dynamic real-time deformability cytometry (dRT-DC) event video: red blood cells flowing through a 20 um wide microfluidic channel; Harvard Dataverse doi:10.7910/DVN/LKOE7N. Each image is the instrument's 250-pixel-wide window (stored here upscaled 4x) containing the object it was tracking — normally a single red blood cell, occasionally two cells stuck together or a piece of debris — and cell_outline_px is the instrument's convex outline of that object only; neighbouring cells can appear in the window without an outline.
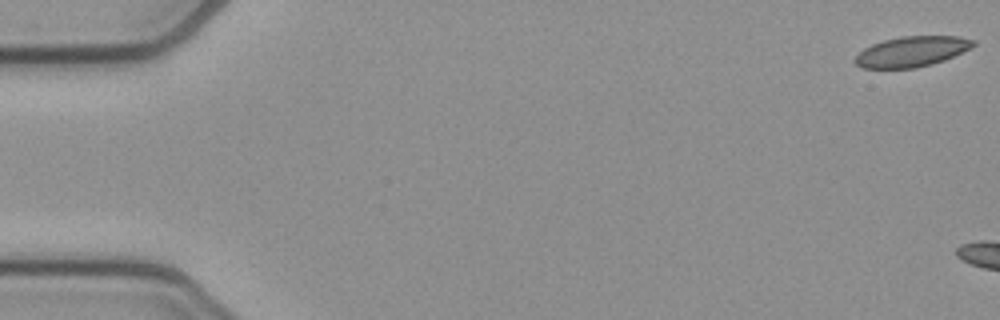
{"species": "common noctule bat (a hibernating species)", "species_latin": "Nyctalus noctula", "temperature_condition": "cold", "stored_images_in_passage": 6, "camera_frame_rate_fps": 3000, "um_per_image_px": 0.085, "animal": {"sex": "female", "body_mass_g": 21.9}, "frame": {"image": 1, "passage_image": 1, "time_ms": 0.0, "image_size_px": [1000, 320], "cell_outline_px": [[976, 44], [944, 60], [932, 64], [916, 68], [860, 68], [852, 60], [864, 48], [872, 44], [884, 40], [900, 36], [960, 36], [976, 40]], "centroid_in_image_um": [77.47, 4.38], "position_along_channel_um": 7.5, "area_um2": 20.87}}